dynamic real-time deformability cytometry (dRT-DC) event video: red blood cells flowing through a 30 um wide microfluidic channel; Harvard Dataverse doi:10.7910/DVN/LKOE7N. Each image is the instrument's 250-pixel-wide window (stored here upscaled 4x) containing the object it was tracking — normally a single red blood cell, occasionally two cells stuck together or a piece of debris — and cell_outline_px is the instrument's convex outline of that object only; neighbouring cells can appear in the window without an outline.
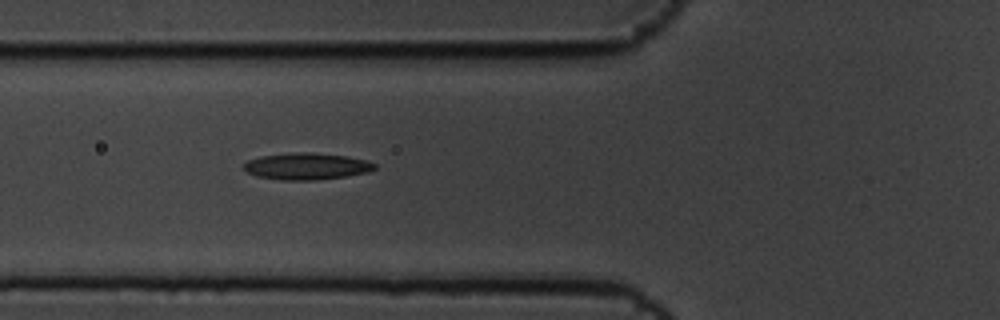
{"species": "common noctule bat (a hibernating species)", "species_latin": "Nyctalus noctula", "temperature_condition": "cold", "stored_images_in_passage": 3, "camera_frame_rate_fps": 3000, "um_per_image_px": 0.085, "animal": {"sex": "male", "body_mass_g": 19.5, "forearm_length_mm": 54.6}, "frame": {"image": 1, "passage_image": 3, "time_ms": 0.667, "image_size_px": [1000, 320], "cell_outline_px": [[376, 168], [368, 172], [344, 176], [316, 180], [284, 180], [256, 176], [248, 172], [244, 168], [244, 164], [248, 160], [260, 156], [300, 152], [312, 152], [348, 156], [364, 160], [376, 164]], "centroid_in_image_um": [26.07, 14.13], "position_along_channel_um": 99.7, "area_um2": 20.17}}